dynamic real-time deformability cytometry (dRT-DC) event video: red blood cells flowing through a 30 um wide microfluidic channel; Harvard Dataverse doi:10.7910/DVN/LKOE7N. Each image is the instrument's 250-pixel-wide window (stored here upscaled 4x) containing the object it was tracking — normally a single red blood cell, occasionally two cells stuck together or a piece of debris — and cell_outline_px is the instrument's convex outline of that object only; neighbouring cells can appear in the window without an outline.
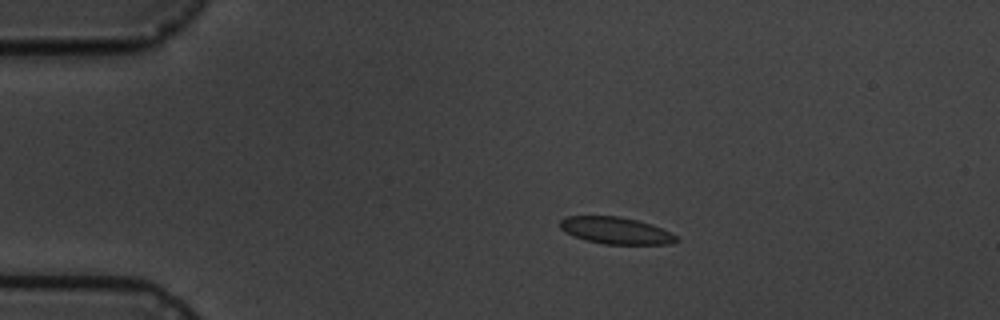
{"species": "common noctule bat (a hibernating species)", "species_latin": "Nyctalus noctula", "temperature_condition": "cold", "stored_images_in_passage": 8, "camera_frame_rate_fps": 3000, "um_per_image_px": 0.085, "animal": {"sex": "male", "body_mass_g": 19.5, "forearm_length_mm": 54.6}, "frame": {"image": 1, "passage_image": 4, "time_ms": 3.667, "image_size_px": [1000, 320], "cell_outline_px": [[680, 240], [672, 244], [604, 244], [584, 240], [564, 232], [560, 228], [560, 220], [564, 216], [620, 216], [652, 224], [676, 236]], "centroid_in_image_um": [52.31, 19.6], "position_along_channel_um": 32.7, "area_um2": 18.26}}
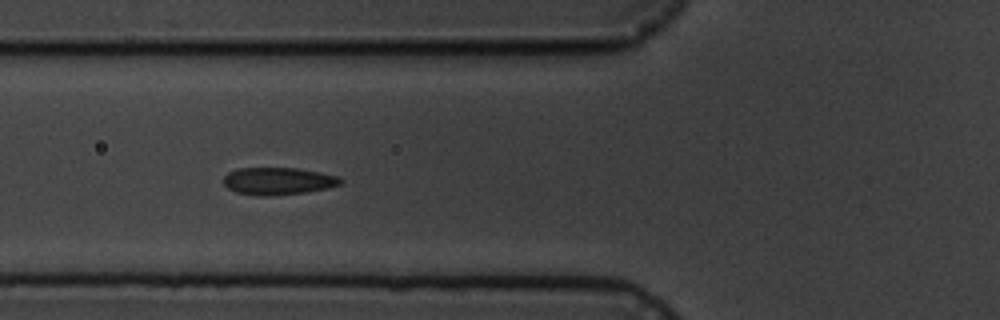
{"frame": {"image": 2, "passage_image": 7, "time_ms": 7.0, "image_size_px": [1000, 320], "cell_outline_px": [[344, 180], [340, 184], [328, 188], [304, 192], [272, 196], [260, 196], [236, 192], [228, 188], [224, 184], [224, 176], [228, 172], [236, 168], [296, 168], [320, 172], [336, 176]], "centroid_in_image_um": [23.62, 15.39], "position_along_channel_um": 102.2, "area_um2": 18.61}}
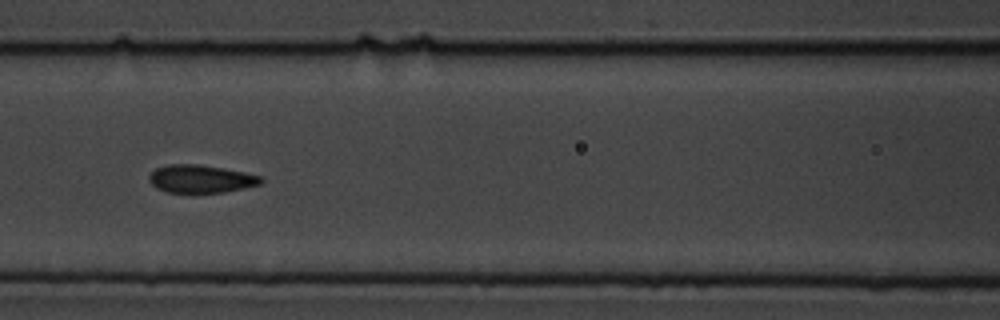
{"frame": {"image": 3, "passage_image": 8, "time_ms": 8.333, "image_size_px": [1000, 320], "cell_outline_px": [[264, 180], [260, 184], [244, 188], [224, 192], [164, 192], [156, 188], [148, 180], [148, 176], [156, 168], [168, 164], [196, 164], [224, 168], [264, 176]], "centroid_in_image_um": [17.08, 15.2], "position_along_channel_um": 149.5, "area_um2": 18.26}}